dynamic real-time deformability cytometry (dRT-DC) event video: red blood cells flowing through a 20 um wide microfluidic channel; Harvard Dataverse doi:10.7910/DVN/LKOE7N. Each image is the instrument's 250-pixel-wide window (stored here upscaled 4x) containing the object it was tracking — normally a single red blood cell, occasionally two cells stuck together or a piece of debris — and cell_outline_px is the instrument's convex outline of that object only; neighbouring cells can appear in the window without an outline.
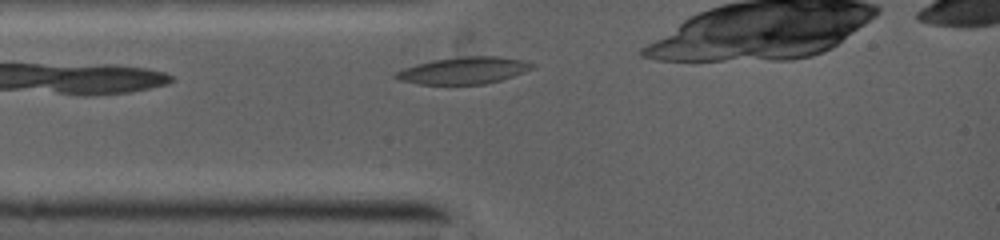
{"species": "common noctule bat (a hibernating species)", "species_latin": "Nyctalus noctula", "temperature_condition": "warm", "stored_images_in_passage": 29, "camera_frame_rate_fps": 5000, "um_per_image_px": 0.085, "animal": {"sex": "female", "body_mass_g": 19.0, "forearm_length_mm": 53.3}, "frame": {"image": 1, "passage_image": 2, "time_ms": 0.6, "image_size_px": [1000, 240], "cell_outline_px": [[532, 68], [512, 76], [500, 80], [484, 84], [420, 84], [400, 80], [392, 76], [396, 72], [404, 68], [416, 64], [432, 60], [460, 56], [500, 56], [520, 60], [532, 64]], "centroid_in_image_um": [39.35, 5.98], "position_along_channel_um": 45.6, "area_um2": 21.1}}
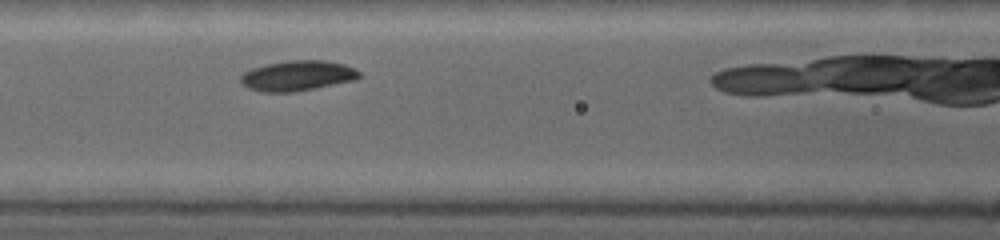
{"frame": {"image": 2, "passage_image": 11, "time_ms": 2.8, "image_size_px": [1000, 240], "cell_outline_px": [[360, 76], [352, 80], [292, 92], [268, 92], [248, 88], [240, 80], [240, 76], [244, 72], [252, 68], [268, 64], [288, 60], [328, 60], [344, 64], [356, 68], [360, 72]], "centroid_in_image_um": [25.28, 6.41], "position_along_channel_um": 141.3, "area_um2": 20.58}}
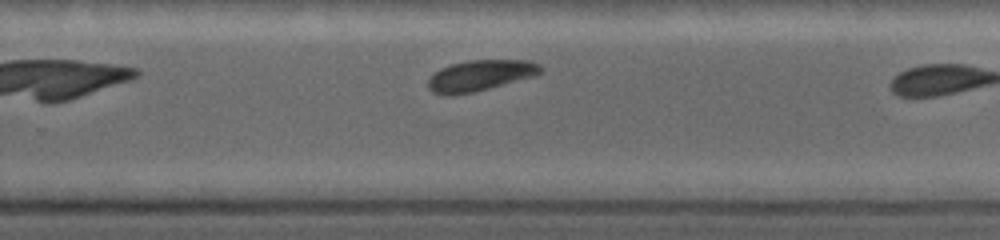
{"frame": {"image": 3, "passage_image": 28, "time_ms": 6.2, "image_size_px": [1000, 240], "cell_outline_px": [[544, 68], [540, 72], [528, 76], [488, 88], [472, 92], [432, 92], [428, 88], [428, 80], [440, 68], [452, 64], [468, 60], [528, 60], [540, 64]], "centroid_in_image_um": [40.83, 6.36], "position_along_channel_um": 289.0, "area_um2": 19.13}}